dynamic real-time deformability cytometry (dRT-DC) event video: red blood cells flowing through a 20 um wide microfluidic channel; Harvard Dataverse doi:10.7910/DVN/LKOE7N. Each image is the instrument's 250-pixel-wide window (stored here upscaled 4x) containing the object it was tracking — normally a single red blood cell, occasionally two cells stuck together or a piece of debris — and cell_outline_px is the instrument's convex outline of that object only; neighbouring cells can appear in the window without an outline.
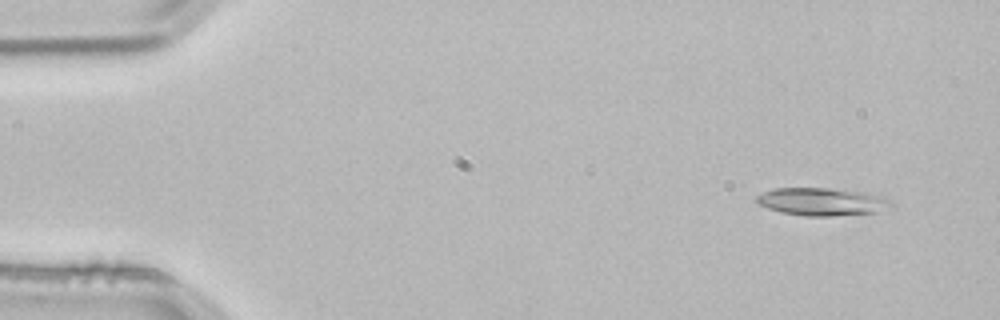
{"species": "common noctule bat (a hibernating species)", "species_latin": "Nyctalus noctula", "temperature_condition": "room temperature", "stored_images_in_passage": 3, "camera_frame_rate_fps": 3000, "um_per_image_px": 0.085, "animal": {"sex": "male", "body_mass_g": 21.5, "forearm_length_mm": 52.0}, "frame": {"image": 1, "passage_image": 1, "time_ms": 0.0, "image_size_px": [1000, 320], "cell_outline_px": [[896, 204], [876, 212], [832, 216], [804, 216], [780, 212], [768, 208], [760, 204], [756, 200], [756, 196], [764, 192], [776, 188], [828, 188], [864, 192], [880, 196]], "centroid_in_image_um": [69.86, 17.14], "position_along_channel_um": 15.1, "area_um2": 21.56}}
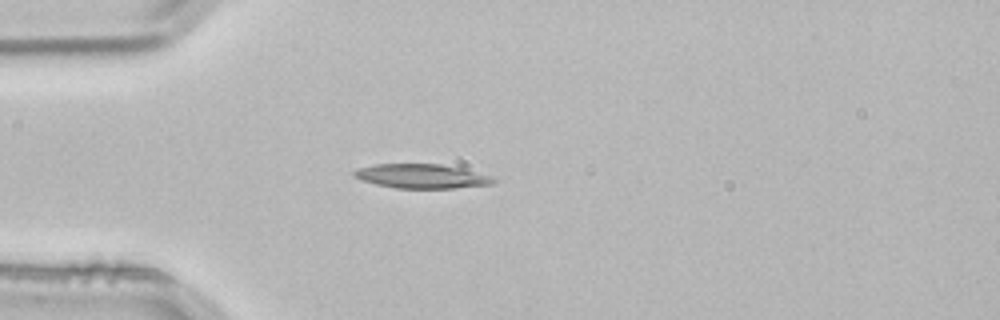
{"frame": {"image": 2, "passage_image": 3, "time_ms": 0.667, "image_size_px": [1000, 320], "cell_outline_px": [[496, 180], [492, 184], [452, 188], [396, 188], [376, 184], [360, 180], [352, 176], [352, 172], [356, 168], [376, 164], [440, 164], [460, 168], [492, 176]], "centroid_in_image_um": [35.78, 14.97], "position_along_channel_um": 49.2, "area_um2": 19.65}}